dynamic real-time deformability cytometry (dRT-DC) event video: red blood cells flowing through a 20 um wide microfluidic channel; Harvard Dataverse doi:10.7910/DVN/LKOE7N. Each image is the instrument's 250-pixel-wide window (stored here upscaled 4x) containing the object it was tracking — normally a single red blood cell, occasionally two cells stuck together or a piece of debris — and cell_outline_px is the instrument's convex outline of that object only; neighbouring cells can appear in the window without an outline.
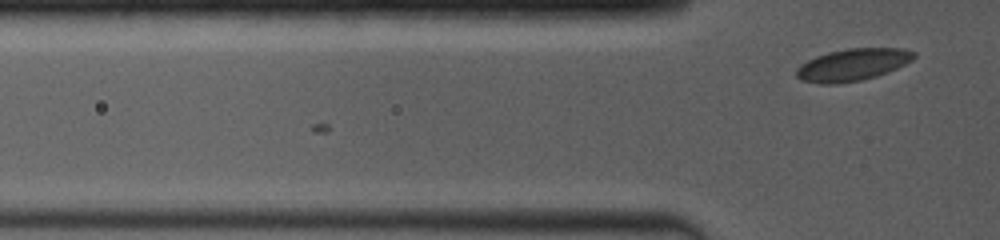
{"species": "common noctule bat (a hibernating species)", "species_latin": "Nyctalus noctula", "temperature_condition": "room temperature", "stored_images_in_passage": 5, "camera_frame_rate_fps": 4000, "um_per_image_px": 0.085, "animal": {"sex": "female", "body_mass_g": 19.0, "forearm_length_mm": 53.3}, "frame": {"image": 1, "passage_image": 5, "time_ms": 1.0, "image_size_px": [1000, 240], "cell_outline_px": [[916, 56], [912, 60], [888, 72], [876, 76], [860, 80], [836, 84], [820, 84], [800, 80], [796, 76], [796, 68], [800, 64], [816, 56], [828, 52], [848, 48], [904, 48], [916, 52]], "centroid_in_image_um": [72.46, 5.5], "position_along_channel_um": 53.3, "area_um2": 22.08}}